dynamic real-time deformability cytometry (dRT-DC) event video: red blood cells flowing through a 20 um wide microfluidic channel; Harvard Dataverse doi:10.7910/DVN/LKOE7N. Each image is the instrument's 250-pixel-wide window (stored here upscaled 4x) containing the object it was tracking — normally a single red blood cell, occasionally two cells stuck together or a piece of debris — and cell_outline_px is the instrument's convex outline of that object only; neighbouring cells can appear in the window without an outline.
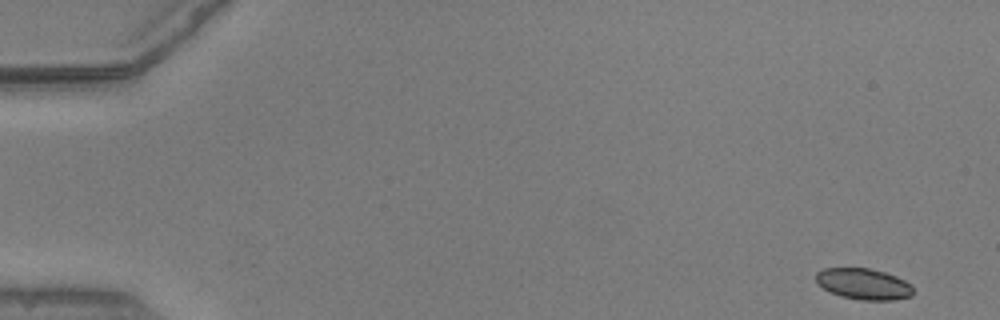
{"species": "common noctule bat (a hibernating species)", "species_latin": "Nyctalus noctula", "temperature_condition": "warm", "stored_images_in_passage": 51, "camera_frame_rate_fps": 3000, "um_per_image_px": 0.085, "animal": {"sex": "male", "body_mass_g": 20.5, "forearm_length_mm": 52.5}, "frame": {"image": 1, "passage_image": 1, "time_ms": 0.0, "image_size_px": [1000, 320], "cell_outline_px": [[912, 296], [892, 300], [860, 300], [840, 296], [816, 284], [816, 272], [824, 268], [868, 268], [884, 272], [896, 276], [904, 280], [912, 288]], "centroid_in_image_um": [73.37, 24.13], "position_along_channel_um": 11.6, "area_um2": 17.51}}
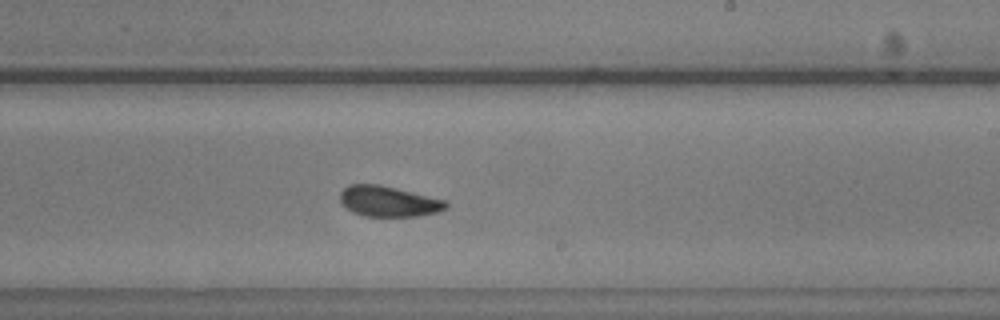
{"frame": {"image": 2, "passage_image": 31, "time_ms": 10.0, "image_size_px": [1000, 320], "cell_outline_px": [[448, 208], [436, 212], [420, 216], [364, 216], [352, 212], [340, 200], [340, 192], [348, 184], [380, 184], [444, 200], [448, 204]], "centroid_in_image_um": [33.01, 17.11], "position_along_channel_um": 256.0, "area_um2": 18.73}}
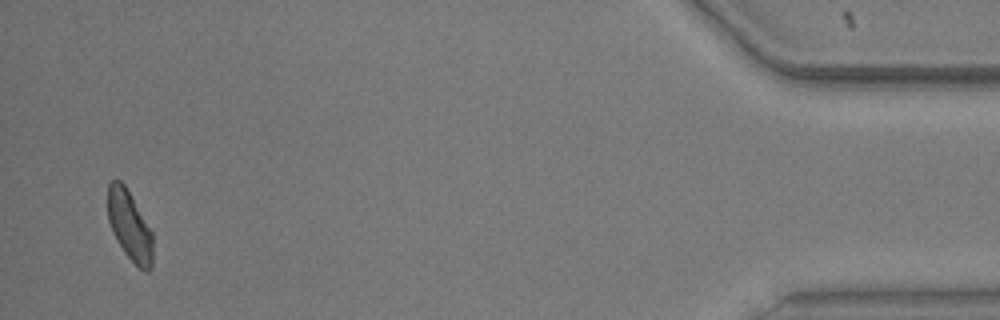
{"frame": {"image": 3, "passage_image": 50, "time_ms": 16.333, "image_size_px": [1000, 320], "cell_outline_px": [[152, 268], [148, 272], [144, 272], [124, 252], [112, 232], [108, 220], [108, 184], [112, 180], [120, 180], [124, 184], [152, 232]], "centroid_in_image_um": [11.01, 19.2], "position_along_channel_um": 424.2, "area_um2": 18.03}, "authors_computed_cell_mechanics": {"area_um2": 18.9584, "velocity_mm_per_s": 3.8767, "shape_relaxation_time_tau1_ms": 5.6991, "shape_relaxation_time_tau2_ms": 3.314, "deformation_change_tau1": 0.1094, "deformation_change_tau2": 0.0991}}